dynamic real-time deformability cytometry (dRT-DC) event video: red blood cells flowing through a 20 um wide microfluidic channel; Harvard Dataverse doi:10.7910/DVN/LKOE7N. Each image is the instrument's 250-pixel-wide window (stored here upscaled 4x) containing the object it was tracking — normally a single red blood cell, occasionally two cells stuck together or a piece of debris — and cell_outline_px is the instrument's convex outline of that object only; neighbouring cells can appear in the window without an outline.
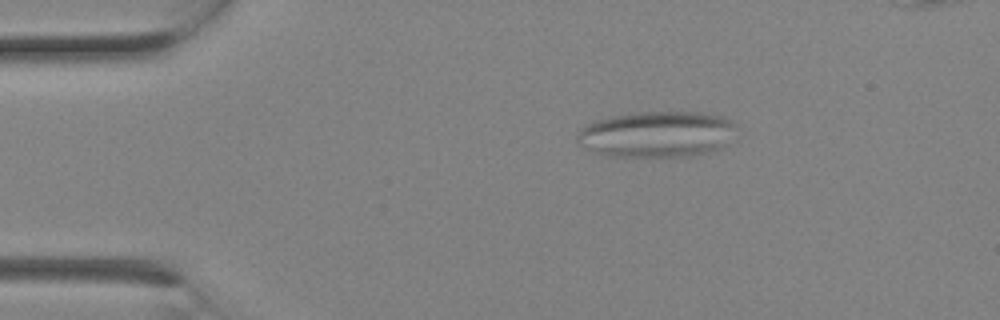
{"species": "Egyptian fruit bat (a non-hibernating species)", "species_latin": "Rousettus aegyptiacus", "temperature_condition": "room temperature", "stored_images_in_passage": 3, "segment_of_instrument_passage": [1, 2], "camera_frame_rate_fps": 3000, "um_per_image_px": 0.085, "animal": {"sex": "female"}, "frame": {"image": 1, "passage_image": 2, "time_ms": 0.333, "image_size_px": [1000, 320], "cell_outline_px": [[736, 124], [724, 144], [720, 148], [688, 156], [608, 156], [592, 152], [580, 144], [576, 140], [576, 136], [588, 124], [596, 120], [612, 116], [636, 112], [704, 112], [724, 116], [732, 120]], "centroid_in_image_um": [55.8, 11.39], "position_along_channel_um": 29.2, "area_um2": 42.31}}